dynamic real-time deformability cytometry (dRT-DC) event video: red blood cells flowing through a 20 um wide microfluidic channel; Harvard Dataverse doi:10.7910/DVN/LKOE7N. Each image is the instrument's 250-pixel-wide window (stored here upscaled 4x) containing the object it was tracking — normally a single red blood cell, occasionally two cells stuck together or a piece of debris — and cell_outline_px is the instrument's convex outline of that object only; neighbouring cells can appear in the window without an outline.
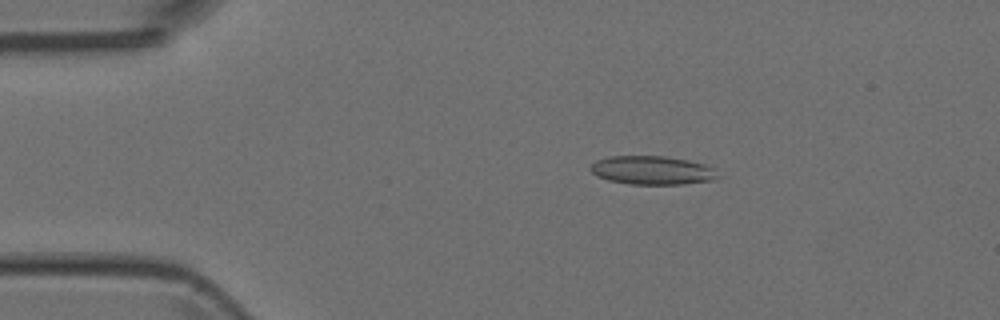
{"species": "Egyptian fruit bat (a non-hibernating species)", "species_latin": "Rousettus aegyptiacus", "temperature_condition": "room temperature", "stored_images_in_passage": 4, "camera_frame_rate_fps": 3000, "um_per_image_px": 0.085, "animal": {"sex": "female"}, "frame": {"image": 1, "passage_image": 3, "time_ms": 0.667, "image_size_px": [1000, 320], "cell_outline_px": [[720, 176], [716, 180], [684, 184], [628, 184], [608, 180], [596, 176], [588, 168], [596, 160], [612, 156], [664, 156], [704, 164], [716, 168]], "centroid_in_image_um": [55.46, 14.48], "position_along_channel_um": 29.5, "area_um2": 21.39}}